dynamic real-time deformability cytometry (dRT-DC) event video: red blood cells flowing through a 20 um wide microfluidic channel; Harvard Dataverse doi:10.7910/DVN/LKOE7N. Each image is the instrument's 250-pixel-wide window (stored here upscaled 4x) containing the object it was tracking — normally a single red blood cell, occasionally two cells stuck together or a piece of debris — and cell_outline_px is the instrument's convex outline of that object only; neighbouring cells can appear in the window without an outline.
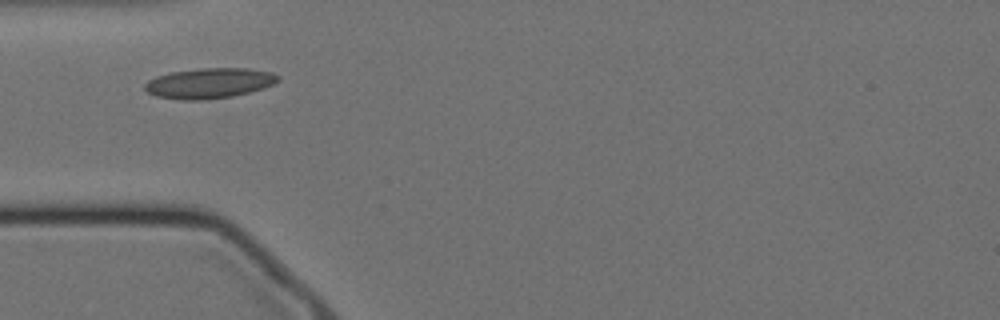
{"species": "Egyptian fruit bat (a non-hibernating species)", "species_latin": "Rousettus aegyptiacus", "temperature_condition": "cold", "stored_images_in_passage": 41, "camera_frame_rate_fps": 3000, "um_per_image_px": 0.085, "animal": {"sex": "female"}, "frame": {"image": 1, "passage_image": 1, "time_ms": 0.0, "image_size_px": [1000, 320], "cell_outline_px": [[280, 80], [264, 88], [232, 96], [200, 100], [180, 100], [156, 96], [148, 92], [144, 88], [144, 84], [148, 80], [156, 76], [172, 72], [200, 68], [248, 68], [272, 72], [280, 76]], "centroid_in_image_um": [17.79, 7.06], "position_along_channel_um": 67.2, "area_um2": 23.52}}
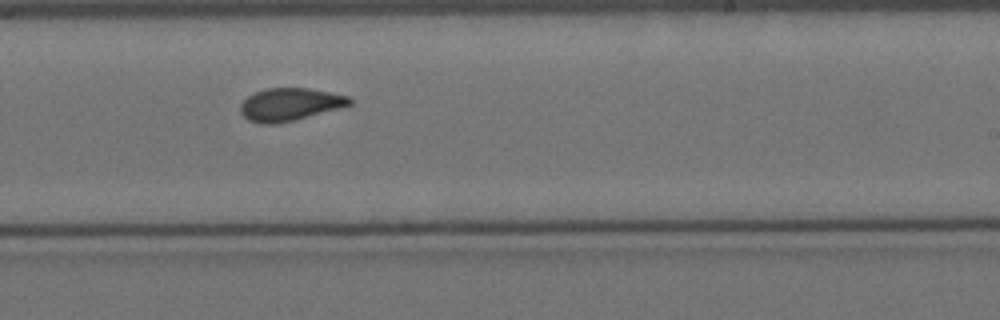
{"frame": {"image": 2, "passage_image": 18, "time_ms": 5.667, "image_size_px": [1000, 320], "cell_outline_px": [[352, 104], [340, 108], [292, 120], [272, 124], [260, 124], [248, 120], [240, 112], [240, 104], [248, 96], [264, 88], [308, 88], [348, 96], [352, 100]], "centroid_in_image_um": [24.61, 8.87], "position_along_channel_um": 264.4, "area_um2": 20.58}}
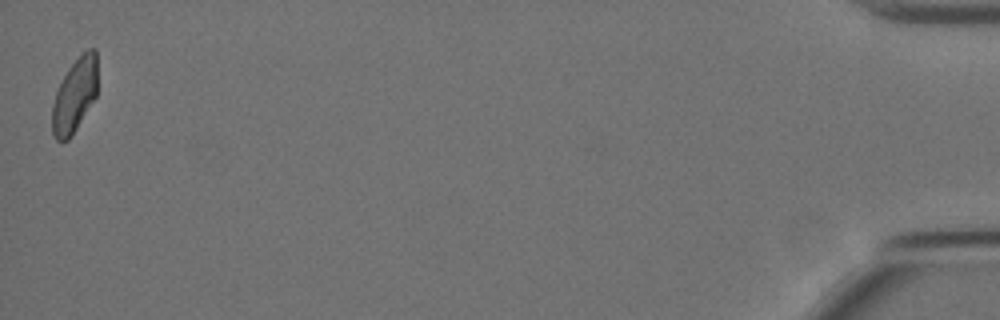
{"frame": {"image": 3, "passage_image": 41, "time_ms": 13.333, "image_size_px": [1000, 320], "cell_outline_px": [[96, 96], [76, 128], [68, 140], [56, 140], [52, 132], [52, 104], [56, 92], [68, 68], [88, 48], [96, 48]], "centroid_in_image_um": [6.33, 8.1], "position_along_channel_um": 428.9, "area_um2": 19.07}, "authors_computed_cell_mechanics": {"area_um2": 20.6924, "velocity_mm_per_s": 3.4713, "shape_relaxation_time_tau1_ms": 10.5314, "shape_relaxation_time_tau2_ms": 1.195, "deformation_change_tau1": 0.1889, "deformation_change_tau2": 0.0592}}